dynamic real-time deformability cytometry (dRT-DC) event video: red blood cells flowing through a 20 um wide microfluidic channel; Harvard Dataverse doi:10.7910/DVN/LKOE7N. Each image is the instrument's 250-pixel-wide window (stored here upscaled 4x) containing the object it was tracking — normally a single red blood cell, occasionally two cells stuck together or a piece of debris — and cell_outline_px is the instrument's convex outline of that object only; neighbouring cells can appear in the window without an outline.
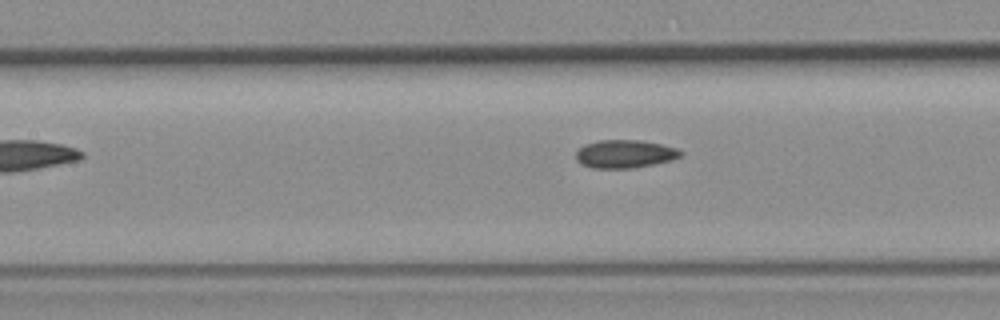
{"species": "common noctule bat (a hibernating species)", "species_latin": "Nyctalus noctula", "temperature_condition": "room temperature", "stored_images_in_passage": 5, "camera_frame_rate_fps": 3000, "um_per_image_px": 0.085, "animal": {"sex": "female", "body_mass_g": 19.3, "forearm_length_mm": 54.1}, "frame": {"image": 1, "passage_image": 5, "time_ms": 6.0, "image_size_px": [1000, 320], "cell_outline_px": [[684, 152], [680, 156], [672, 160], [632, 168], [592, 168], [580, 164], [576, 160], [576, 152], [584, 144], [600, 140], [640, 140], [660, 144], [676, 148]], "centroid_in_image_um": [53.08, 13.08], "position_along_channel_um": 154.3, "area_um2": 17.11}}